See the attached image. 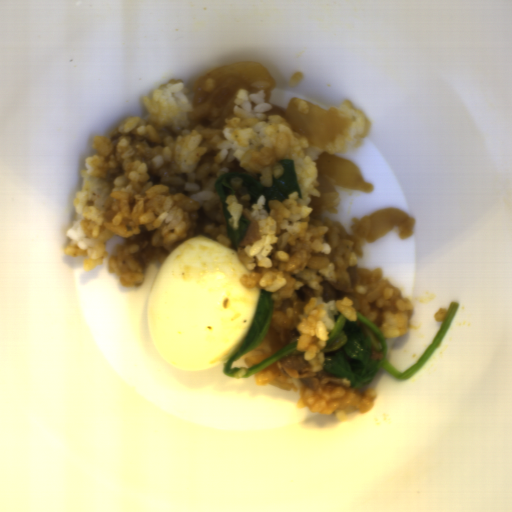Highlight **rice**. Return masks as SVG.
Masks as SVG:
<instances>
[{
	"label": "rice",
	"instance_id": "obj_1",
	"mask_svg": "<svg viewBox=\"0 0 512 512\" xmlns=\"http://www.w3.org/2000/svg\"><path fill=\"white\" fill-rule=\"evenodd\" d=\"M255 91L238 89L233 118L222 128L193 126L190 88L181 79H170L152 97H143L148 117L130 116L107 135L94 138V155L85 158L79 171L83 187L76 191L75 221L66 230L70 240L64 252L83 256V269L101 266L109 256L106 243L112 236L126 239L140 234L141 225L157 229L153 246L168 254L187 236L189 214L199 210L219 193L217 178L226 173L249 176L271 188L273 179L283 175L279 160H294L300 188L283 202L268 201L260 195L250 216L259 225V241L237 248L247 269L240 277L245 288L259 287L272 300L284 301L303 286L314 295L304 306L295 326L299 332L295 352H303L312 373L324 370L323 349L340 312L348 321H357L358 312L374 323L382 311L378 330L384 339L401 337L408 330L414 306L402 298V291L387 279L359 284L353 298L323 301L324 279L337 282V273L358 266L371 219L353 218L348 233L340 221L310 216L311 196H321L317 187L318 162L305 152L310 143L294 131L285 117L268 111L265 90L271 83H252Z\"/></svg>",
	"mask_w": 512,
	"mask_h": 512
},
{
	"label": "rice",
	"instance_id": "obj_2",
	"mask_svg": "<svg viewBox=\"0 0 512 512\" xmlns=\"http://www.w3.org/2000/svg\"><path fill=\"white\" fill-rule=\"evenodd\" d=\"M342 386L330 393H323L319 387H301L297 407L308 408L312 413L321 415L335 414V420L347 421V414L359 411L365 414L373 408L377 393L375 389L359 391L352 388V383L345 377L341 379Z\"/></svg>",
	"mask_w": 512,
	"mask_h": 512
},
{
	"label": "rice",
	"instance_id": "obj_3",
	"mask_svg": "<svg viewBox=\"0 0 512 512\" xmlns=\"http://www.w3.org/2000/svg\"><path fill=\"white\" fill-rule=\"evenodd\" d=\"M138 250L139 246L136 243H120L115 253L110 254L108 272L118 275L121 285L125 287L138 286L145 281L144 270L133 257V253Z\"/></svg>",
	"mask_w": 512,
	"mask_h": 512
},
{
	"label": "rice",
	"instance_id": "obj_4",
	"mask_svg": "<svg viewBox=\"0 0 512 512\" xmlns=\"http://www.w3.org/2000/svg\"><path fill=\"white\" fill-rule=\"evenodd\" d=\"M337 114L342 119L346 118L349 124L341 135L337 136L333 142L325 145V152L331 155L347 152L351 146L357 144L359 136L363 135L365 131L364 114L361 109L353 106L352 101L344 100L338 108Z\"/></svg>",
	"mask_w": 512,
	"mask_h": 512
},
{
	"label": "rice",
	"instance_id": "obj_5",
	"mask_svg": "<svg viewBox=\"0 0 512 512\" xmlns=\"http://www.w3.org/2000/svg\"><path fill=\"white\" fill-rule=\"evenodd\" d=\"M253 376L256 384L260 386L269 385L272 380L285 383L294 379L285 372L280 361H276L268 367L259 370Z\"/></svg>",
	"mask_w": 512,
	"mask_h": 512
},
{
	"label": "rice",
	"instance_id": "obj_6",
	"mask_svg": "<svg viewBox=\"0 0 512 512\" xmlns=\"http://www.w3.org/2000/svg\"><path fill=\"white\" fill-rule=\"evenodd\" d=\"M226 204H227V212L230 213L231 218H228V223L231 227V229L238 230L239 223L242 219L243 213V205L236 197L235 193L233 195H229L226 198Z\"/></svg>",
	"mask_w": 512,
	"mask_h": 512
},
{
	"label": "rice",
	"instance_id": "obj_7",
	"mask_svg": "<svg viewBox=\"0 0 512 512\" xmlns=\"http://www.w3.org/2000/svg\"><path fill=\"white\" fill-rule=\"evenodd\" d=\"M416 224V219L414 217H408V219L406 220V222L399 226L400 227V230H399V237L401 239H406L412 235H414V226Z\"/></svg>",
	"mask_w": 512,
	"mask_h": 512
},
{
	"label": "rice",
	"instance_id": "obj_8",
	"mask_svg": "<svg viewBox=\"0 0 512 512\" xmlns=\"http://www.w3.org/2000/svg\"><path fill=\"white\" fill-rule=\"evenodd\" d=\"M357 326L358 328L360 329L361 333L364 335V336H372V338L379 344L381 343L380 340L378 339L376 333L367 325L365 324L364 322H361V321H357Z\"/></svg>",
	"mask_w": 512,
	"mask_h": 512
},
{
	"label": "rice",
	"instance_id": "obj_9",
	"mask_svg": "<svg viewBox=\"0 0 512 512\" xmlns=\"http://www.w3.org/2000/svg\"><path fill=\"white\" fill-rule=\"evenodd\" d=\"M293 102L297 106V110L299 113H301L302 115L309 114L310 108L305 99L299 97L296 98Z\"/></svg>",
	"mask_w": 512,
	"mask_h": 512
},
{
	"label": "rice",
	"instance_id": "obj_10",
	"mask_svg": "<svg viewBox=\"0 0 512 512\" xmlns=\"http://www.w3.org/2000/svg\"><path fill=\"white\" fill-rule=\"evenodd\" d=\"M340 201H341V199L338 196V198L334 201V203H329V204H327L325 206H322V211H325V212H327L329 214H332V215L333 214H337L338 210L335 207L339 206Z\"/></svg>",
	"mask_w": 512,
	"mask_h": 512
},
{
	"label": "rice",
	"instance_id": "obj_11",
	"mask_svg": "<svg viewBox=\"0 0 512 512\" xmlns=\"http://www.w3.org/2000/svg\"><path fill=\"white\" fill-rule=\"evenodd\" d=\"M215 240L223 243L224 245H226L229 248L236 250V248L233 246L232 242L228 238V232H220L219 234H217Z\"/></svg>",
	"mask_w": 512,
	"mask_h": 512
},
{
	"label": "rice",
	"instance_id": "obj_12",
	"mask_svg": "<svg viewBox=\"0 0 512 512\" xmlns=\"http://www.w3.org/2000/svg\"><path fill=\"white\" fill-rule=\"evenodd\" d=\"M448 309L447 307H441L438 312L434 314L436 322H444L447 316Z\"/></svg>",
	"mask_w": 512,
	"mask_h": 512
},
{
	"label": "rice",
	"instance_id": "obj_13",
	"mask_svg": "<svg viewBox=\"0 0 512 512\" xmlns=\"http://www.w3.org/2000/svg\"><path fill=\"white\" fill-rule=\"evenodd\" d=\"M303 73L302 71L296 72L288 81L289 87L296 86L300 80L303 79Z\"/></svg>",
	"mask_w": 512,
	"mask_h": 512
},
{
	"label": "rice",
	"instance_id": "obj_14",
	"mask_svg": "<svg viewBox=\"0 0 512 512\" xmlns=\"http://www.w3.org/2000/svg\"><path fill=\"white\" fill-rule=\"evenodd\" d=\"M216 87V81L211 77L204 82V92H212Z\"/></svg>",
	"mask_w": 512,
	"mask_h": 512
},
{
	"label": "rice",
	"instance_id": "obj_15",
	"mask_svg": "<svg viewBox=\"0 0 512 512\" xmlns=\"http://www.w3.org/2000/svg\"><path fill=\"white\" fill-rule=\"evenodd\" d=\"M247 373H248V368H246L245 366H241V367H239V371L234 373V376H235V378L239 379V378H242L245 375H247Z\"/></svg>",
	"mask_w": 512,
	"mask_h": 512
}]
</instances>
